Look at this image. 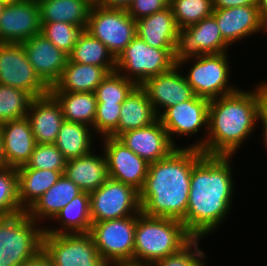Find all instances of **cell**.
Listing matches in <instances>:
<instances>
[{
	"label": "cell",
	"mask_w": 267,
	"mask_h": 266,
	"mask_svg": "<svg viewBox=\"0 0 267 266\" xmlns=\"http://www.w3.org/2000/svg\"><path fill=\"white\" fill-rule=\"evenodd\" d=\"M232 157L204 155L192 168L188 206L182 223L193 238L211 235L233 209L236 188Z\"/></svg>",
	"instance_id": "obj_1"
},
{
	"label": "cell",
	"mask_w": 267,
	"mask_h": 266,
	"mask_svg": "<svg viewBox=\"0 0 267 266\" xmlns=\"http://www.w3.org/2000/svg\"><path fill=\"white\" fill-rule=\"evenodd\" d=\"M204 155L197 148L178 147L169 156L149 164L144 186L139 191L141 212L150 217L183 221L192 168Z\"/></svg>",
	"instance_id": "obj_2"
},
{
	"label": "cell",
	"mask_w": 267,
	"mask_h": 266,
	"mask_svg": "<svg viewBox=\"0 0 267 266\" xmlns=\"http://www.w3.org/2000/svg\"><path fill=\"white\" fill-rule=\"evenodd\" d=\"M259 116L256 87L210 100L208 134L200 150L205 155L235 156L256 130Z\"/></svg>",
	"instance_id": "obj_3"
},
{
	"label": "cell",
	"mask_w": 267,
	"mask_h": 266,
	"mask_svg": "<svg viewBox=\"0 0 267 266\" xmlns=\"http://www.w3.org/2000/svg\"><path fill=\"white\" fill-rule=\"evenodd\" d=\"M193 237L182 221L137 214L133 260L154 264L179 252Z\"/></svg>",
	"instance_id": "obj_4"
},
{
	"label": "cell",
	"mask_w": 267,
	"mask_h": 266,
	"mask_svg": "<svg viewBox=\"0 0 267 266\" xmlns=\"http://www.w3.org/2000/svg\"><path fill=\"white\" fill-rule=\"evenodd\" d=\"M26 211L0 216V266H20L42 251L44 226Z\"/></svg>",
	"instance_id": "obj_5"
},
{
	"label": "cell",
	"mask_w": 267,
	"mask_h": 266,
	"mask_svg": "<svg viewBox=\"0 0 267 266\" xmlns=\"http://www.w3.org/2000/svg\"><path fill=\"white\" fill-rule=\"evenodd\" d=\"M173 54L174 49L151 47L136 35L116 58L115 71L141 86L175 66Z\"/></svg>",
	"instance_id": "obj_6"
},
{
	"label": "cell",
	"mask_w": 267,
	"mask_h": 266,
	"mask_svg": "<svg viewBox=\"0 0 267 266\" xmlns=\"http://www.w3.org/2000/svg\"><path fill=\"white\" fill-rule=\"evenodd\" d=\"M227 53L206 54L190 59L193 64L189 66L187 74H183L196 96L212 100L239 89L229 83L231 66Z\"/></svg>",
	"instance_id": "obj_7"
},
{
	"label": "cell",
	"mask_w": 267,
	"mask_h": 266,
	"mask_svg": "<svg viewBox=\"0 0 267 266\" xmlns=\"http://www.w3.org/2000/svg\"><path fill=\"white\" fill-rule=\"evenodd\" d=\"M86 31L99 39L116 59L136 37V20L125 9L106 8L93 3Z\"/></svg>",
	"instance_id": "obj_8"
},
{
	"label": "cell",
	"mask_w": 267,
	"mask_h": 266,
	"mask_svg": "<svg viewBox=\"0 0 267 266\" xmlns=\"http://www.w3.org/2000/svg\"><path fill=\"white\" fill-rule=\"evenodd\" d=\"M42 251L53 266H110L99 255L89 233H44Z\"/></svg>",
	"instance_id": "obj_9"
},
{
	"label": "cell",
	"mask_w": 267,
	"mask_h": 266,
	"mask_svg": "<svg viewBox=\"0 0 267 266\" xmlns=\"http://www.w3.org/2000/svg\"><path fill=\"white\" fill-rule=\"evenodd\" d=\"M229 46L223 39L215 18L211 15L196 24L178 29L173 54L174 64L182 69L190 59L206 54L229 52Z\"/></svg>",
	"instance_id": "obj_10"
},
{
	"label": "cell",
	"mask_w": 267,
	"mask_h": 266,
	"mask_svg": "<svg viewBox=\"0 0 267 266\" xmlns=\"http://www.w3.org/2000/svg\"><path fill=\"white\" fill-rule=\"evenodd\" d=\"M209 102V99L195 95L190 100L167 108L158 117L176 146L174 137H181V135L182 137H193L192 135H197L201 130L205 131L202 138L200 137V140L184 147L201 149L205 145L208 134Z\"/></svg>",
	"instance_id": "obj_11"
},
{
	"label": "cell",
	"mask_w": 267,
	"mask_h": 266,
	"mask_svg": "<svg viewBox=\"0 0 267 266\" xmlns=\"http://www.w3.org/2000/svg\"><path fill=\"white\" fill-rule=\"evenodd\" d=\"M89 195L92 223L134 216L141 212L139 191L112 178H108Z\"/></svg>",
	"instance_id": "obj_12"
},
{
	"label": "cell",
	"mask_w": 267,
	"mask_h": 266,
	"mask_svg": "<svg viewBox=\"0 0 267 266\" xmlns=\"http://www.w3.org/2000/svg\"><path fill=\"white\" fill-rule=\"evenodd\" d=\"M137 215L91 224L89 234L99 255L109 263L133 260Z\"/></svg>",
	"instance_id": "obj_13"
},
{
	"label": "cell",
	"mask_w": 267,
	"mask_h": 266,
	"mask_svg": "<svg viewBox=\"0 0 267 266\" xmlns=\"http://www.w3.org/2000/svg\"><path fill=\"white\" fill-rule=\"evenodd\" d=\"M0 85L20 88L34 98L50 91L35 73L22 43H0Z\"/></svg>",
	"instance_id": "obj_14"
},
{
	"label": "cell",
	"mask_w": 267,
	"mask_h": 266,
	"mask_svg": "<svg viewBox=\"0 0 267 266\" xmlns=\"http://www.w3.org/2000/svg\"><path fill=\"white\" fill-rule=\"evenodd\" d=\"M100 141L104 144L101 151L105 155L109 178L140 191L148 174L149 163L115 137H102Z\"/></svg>",
	"instance_id": "obj_15"
},
{
	"label": "cell",
	"mask_w": 267,
	"mask_h": 266,
	"mask_svg": "<svg viewBox=\"0 0 267 266\" xmlns=\"http://www.w3.org/2000/svg\"><path fill=\"white\" fill-rule=\"evenodd\" d=\"M41 26L38 2L6 3L0 15V43H23L41 33Z\"/></svg>",
	"instance_id": "obj_16"
},
{
	"label": "cell",
	"mask_w": 267,
	"mask_h": 266,
	"mask_svg": "<svg viewBox=\"0 0 267 266\" xmlns=\"http://www.w3.org/2000/svg\"><path fill=\"white\" fill-rule=\"evenodd\" d=\"M141 87L146 91L158 117L167 108L195 96L178 65L173 66L167 72L149 78Z\"/></svg>",
	"instance_id": "obj_17"
},
{
	"label": "cell",
	"mask_w": 267,
	"mask_h": 266,
	"mask_svg": "<svg viewBox=\"0 0 267 266\" xmlns=\"http://www.w3.org/2000/svg\"><path fill=\"white\" fill-rule=\"evenodd\" d=\"M117 139L149 164L162 160L182 147L171 141L159 118L148 126L126 131Z\"/></svg>",
	"instance_id": "obj_18"
},
{
	"label": "cell",
	"mask_w": 267,
	"mask_h": 266,
	"mask_svg": "<svg viewBox=\"0 0 267 266\" xmlns=\"http://www.w3.org/2000/svg\"><path fill=\"white\" fill-rule=\"evenodd\" d=\"M223 39L231 46L256 33H267V25L262 21L257 5L237 6L225 9L213 8Z\"/></svg>",
	"instance_id": "obj_19"
},
{
	"label": "cell",
	"mask_w": 267,
	"mask_h": 266,
	"mask_svg": "<svg viewBox=\"0 0 267 266\" xmlns=\"http://www.w3.org/2000/svg\"><path fill=\"white\" fill-rule=\"evenodd\" d=\"M39 78L51 88L61 77L69 56L39 33L22 43Z\"/></svg>",
	"instance_id": "obj_20"
},
{
	"label": "cell",
	"mask_w": 267,
	"mask_h": 266,
	"mask_svg": "<svg viewBox=\"0 0 267 266\" xmlns=\"http://www.w3.org/2000/svg\"><path fill=\"white\" fill-rule=\"evenodd\" d=\"M27 118L36 144H54L65 120L61 105L50 93L32 100Z\"/></svg>",
	"instance_id": "obj_21"
},
{
	"label": "cell",
	"mask_w": 267,
	"mask_h": 266,
	"mask_svg": "<svg viewBox=\"0 0 267 266\" xmlns=\"http://www.w3.org/2000/svg\"><path fill=\"white\" fill-rule=\"evenodd\" d=\"M0 130L8 167L17 169L26 165L36 146L28 118L23 117L1 123Z\"/></svg>",
	"instance_id": "obj_22"
},
{
	"label": "cell",
	"mask_w": 267,
	"mask_h": 266,
	"mask_svg": "<svg viewBox=\"0 0 267 266\" xmlns=\"http://www.w3.org/2000/svg\"><path fill=\"white\" fill-rule=\"evenodd\" d=\"M94 151L96 149L88 155L66 161L63 174L83 192L97 190L109 178L105 155L94 154Z\"/></svg>",
	"instance_id": "obj_23"
},
{
	"label": "cell",
	"mask_w": 267,
	"mask_h": 266,
	"mask_svg": "<svg viewBox=\"0 0 267 266\" xmlns=\"http://www.w3.org/2000/svg\"><path fill=\"white\" fill-rule=\"evenodd\" d=\"M178 27L171 7L136 20V33L146 44L159 49H174Z\"/></svg>",
	"instance_id": "obj_24"
},
{
	"label": "cell",
	"mask_w": 267,
	"mask_h": 266,
	"mask_svg": "<svg viewBox=\"0 0 267 266\" xmlns=\"http://www.w3.org/2000/svg\"><path fill=\"white\" fill-rule=\"evenodd\" d=\"M116 67H101L71 62L69 59L59 80L50 91L92 92Z\"/></svg>",
	"instance_id": "obj_25"
},
{
	"label": "cell",
	"mask_w": 267,
	"mask_h": 266,
	"mask_svg": "<svg viewBox=\"0 0 267 266\" xmlns=\"http://www.w3.org/2000/svg\"><path fill=\"white\" fill-rule=\"evenodd\" d=\"M83 191L64 174L26 212L37 223L52 220L72 199ZM44 219V220H43Z\"/></svg>",
	"instance_id": "obj_26"
},
{
	"label": "cell",
	"mask_w": 267,
	"mask_h": 266,
	"mask_svg": "<svg viewBox=\"0 0 267 266\" xmlns=\"http://www.w3.org/2000/svg\"><path fill=\"white\" fill-rule=\"evenodd\" d=\"M157 119L146 91L136 86L122 103L118 128L110 136L117 138L126 131L148 126Z\"/></svg>",
	"instance_id": "obj_27"
},
{
	"label": "cell",
	"mask_w": 267,
	"mask_h": 266,
	"mask_svg": "<svg viewBox=\"0 0 267 266\" xmlns=\"http://www.w3.org/2000/svg\"><path fill=\"white\" fill-rule=\"evenodd\" d=\"M58 228L44 227V233L74 234L89 233L92 220L90 216V195L82 192L62 208L52 219ZM51 228V229H50Z\"/></svg>",
	"instance_id": "obj_28"
},
{
	"label": "cell",
	"mask_w": 267,
	"mask_h": 266,
	"mask_svg": "<svg viewBox=\"0 0 267 266\" xmlns=\"http://www.w3.org/2000/svg\"><path fill=\"white\" fill-rule=\"evenodd\" d=\"M94 0H40L41 23L64 22L75 26H87Z\"/></svg>",
	"instance_id": "obj_29"
},
{
	"label": "cell",
	"mask_w": 267,
	"mask_h": 266,
	"mask_svg": "<svg viewBox=\"0 0 267 266\" xmlns=\"http://www.w3.org/2000/svg\"><path fill=\"white\" fill-rule=\"evenodd\" d=\"M64 171L17 168L18 197L20 205L27 211L52 185H54Z\"/></svg>",
	"instance_id": "obj_30"
},
{
	"label": "cell",
	"mask_w": 267,
	"mask_h": 266,
	"mask_svg": "<svg viewBox=\"0 0 267 266\" xmlns=\"http://www.w3.org/2000/svg\"><path fill=\"white\" fill-rule=\"evenodd\" d=\"M92 127L64 120L54 143L66 160L82 157L92 152L96 141Z\"/></svg>",
	"instance_id": "obj_31"
},
{
	"label": "cell",
	"mask_w": 267,
	"mask_h": 266,
	"mask_svg": "<svg viewBox=\"0 0 267 266\" xmlns=\"http://www.w3.org/2000/svg\"><path fill=\"white\" fill-rule=\"evenodd\" d=\"M61 105L66 121L82 123L93 128L97 99L92 92L49 91Z\"/></svg>",
	"instance_id": "obj_32"
},
{
	"label": "cell",
	"mask_w": 267,
	"mask_h": 266,
	"mask_svg": "<svg viewBox=\"0 0 267 266\" xmlns=\"http://www.w3.org/2000/svg\"><path fill=\"white\" fill-rule=\"evenodd\" d=\"M71 62L90 64L101 67H116V59L107 47L99 40L92 37L87 31L74 45L69 55Z\"/></svg>",
	"instance_id": "obj_33"
},
{
	"label": "cell",
	"mask_w": 267,
	"mask_h": 266,
	"mask_svg": "<svg viewBox=\"0 0 267 266\" xmlns=\"http://www.w3.org/2000/svg\"><path fill=\"white\" fill-rule=\"evenodd\" d=\"M34 97L20 88L0 85V124L27 117Z\"/></svg>",
	"instance_id": "obj_34"
},
{
	"label": "cell",
	"mask_w": 267,
	"mask_h": 266,
	"mask_svg": "<svg viewBox=\"0 0 267 266\" xmlns=\"http://www.w3.org/2000/svg\"><path fill=\"white\" fill-rule=\"evenodd\" d=\"M169 6L178 29L196 24L213 12L212 0H170Z\"/></svg>",
	"instance_id": "obj_35"
},
{
	"label": "cell",
	"mask_w": 267,
	"mask_h": 266,
	"mask_svg": "<svg viewBox=\"0 0 267 266\" xmlns=\"http://www.w3.org/2000/svg\"><path fill=\"white\" fill-rule=\"evenodd\" d=\"M41 24V34L68 56L71 54L74 45L86 32L87 27L75 26L64 22Z\"/></svg>",
	"instance_id": "obj_36"
},
{
	"label": "cell",
	"mask_w": 267,
	"mask_h": 266,
	"mask_svg": "<svg viewBox=\"0 0 267 266\" xmlns=\"http://www.w3.org/2000/svg\"><path fill=\"white\" fill-rule=\"evenodd\" d=\"M24 212L18 197L17 169L0 170V216H12Z\"/></svg>",
	"instance_id": "obj_37"
},
{
	"label": "cell",
	"mask_w": 267,
	"mask_h": 266,
	"mask_svg": "<svg viewBox=\"0 0 267 266\" xmlns=\"http://www.w3.org/2000/svg\"><path fill=\"white\" fill-rule=\"evenodd\" d=\"M136 86L117 71L111 72L95 90L97 102L122 104Z\"/></svg>",
	"instance_id": "obj_38"
},
{
	"label": "cell",
	"mask_w": 267,
	"mask_h": 266,
	"mask_svg": "<svg viewBox=\"0 0 267 266\" xmlns=\"http://www.w3.org/2000/svg\"><path fill=\"white\" fill-rule=\"evenodd\" d=\"M66 161L55 144H36L29 161L22 167L64 171Z\"/></svg>",
	"instance_id": "obj_39"
},
{
	"label": "cell",
	"mask_w": 267,
	"mask_h": 266,
	"mask_svg": "<svg viewBox=\"0 0 267 266\" xmlns=\"http://www.w3.org/2000/svg\"><path fill=\"white\" fill-rule=\"evenodd\" d=\"M201 238H193L179 252L156 261L153 266H207L206 253L199 248Z\"/></svg>",
	"instance_id": "obj_40"
},
{
	"label": "cell",
	"mask_w": 267,
	"mask_h": 266,
	"mask_svg": "<svg viewBox=\"0 0 267 266\" xmlns=\"http://www.w3.org/2000/svg\"><path fill=\"white\" fill-rule=\"evenodd\" d=\"M121 107L122 104L119 103L97 102L92 128L95 136H110L118 128Z\"/></svg>",
	"instance_id": "obj_41"
},
{
	"label": "cell",
	"mask_w": 267,
	"mask_h": 266,
	"mask_svg": "<svg viewBox=\"0 0 267 266\" xmlns=\"http://www.w3.org/2000/svg\"><path fill=\"white\" fill-rule=\"evenodd\" d=\"M169 3V0H133L127 12L134 20H139L166 9Z\"/></svg>",
	"instance_id": "obj_42"
},
{
	"label": "cell",
	"mask_w": 267,
	"mask_h": 266,
	"mask_svg": "<svg viewBox=\"0 0 267 266\" xmlns=\"http://www.w3.org/2000/svg\"><path fill=\"white\" fill-rule=\"evenodd\" d=\"M259 99V119L258 121H267V81L256 84Z\"/></svg>",
	"instance_id": "obj_43"
},
{
	"label": "cell",
	"mask_w": 267,
	"mask_h": 266,
	"mask_svg": "<svg viewBox=\"0 0 267 266\" xmlns=\"http://www.w3.org/2000/svg\"><path fill=\"white\" fill-rule=\"evenodd\" d=\"M213 8L225 9L237 6L257 5V0H212Z\"/></svg>",
	"instance_id": "obj_44"
},
{
	"label": "cell",
	"mask_w": 267,
	"mask_h": 266,
	"mask_svg": "<svg viewBox=\"0 0 267 266\" xmlns=\"http://www.w3.org/2000/svg\"><path fill=\"white\" fill-rule=\"evenodd\" d=\"M133 0H94V3L106 7V8H116V9H125L131 5Z\"/></svg>",
	"instance_id": "obj_45"
},
{
	"label": "cell",
	"mask_w": 267,
	"mask_h": 266,
	"mask_svg": "<svg viewBox=\"0 0 267 266\" xmlns=\"http://www.w3.org/2000/svg\"><path fill=\"white\" fill-rule=\"evenodd\" d=\"M20 266H53V264L50 261V259L46 256V254L43 251H41L34 258L25 261Z\"/></svg>",
	"instance_id": "obj_46"
},
{
	"label": "cell",
	"mask_w": 267,
	"mask_h": 266,
	"mask_svg": "<svg viewBox=\"0 0 267 266\" xmlns=\"http://www.w3.org/2000/svg\"><path fill=\"white\" fill-rule=\"evenodd\" d=\"M110 266H153V264L135 260H124L112 262Z\"/></svg>",
	"instance_id": "obj_47"
},
{
	"label": "cell",
	"mask_w": 267,
	"mask_h": 266,
	"mask_svg": "<svg viewBox=\"0 0 267 266\" xmlns=\"http://www.w3.org/2000/svg\"><path fill=\"white\" fill-rule=\"evenodd\" d=\"M257 7L262 21L267 25V0H257Z\"/></svg>",
	"instance_id": "obj_48"
},
{
	"label": "cell",
	"mask_w": 267,
	"mask_h": 266,
	"mask_svg": "<svg viewBox=\"0 0 267 266\" xmlns=\"http://www.w3.org/2000/svg\"><path fill=\"white\" fill-rule=\"evenodd\" d=\"M8 167L5 156H4V151H3V141H2V133L0 130V170Z\"/></svg>",
	"instance_id": "obj_49"
},
{
	"label": "cell",
	"mask_w": 267,
	"mask_h": 266,
	"mask_svg": "<svg viewBox=\"0 0 267 266\" xmlns=\"http://www.w3.org/2000/svg\"><path fill=\"white\" fill-rule=\"evenodd\" d=\"M258 123L262 124V136H263V140L264 141V146L267 149V121H258Z\"/></svg>",
	"instance_id": "obj_50"
},
{
	"label": "cell",
	"mask_w": 267,
	"mask_h": 266,
	"mask_svg": "<svg viewBox=\"0 0 267 266\" xmlns=\"http://www.w3.org/2000/svg\"><path fill=\"white\" fill-rule=\"evenodd\" d=\"M0 1H2L6 4V3H11V2H17L19 0H0Z\"/></svg>",
	"instance_id": "obj_51"
},
{
	"label": "cell",
	"mask_w": 267,
	"mask_h": 266,
	"mask_svg": "<svg viewBox=\"0 0 267 266\" xmlns=\"http://www.w3.org/2000/svg\"><path fill=\"white\" fill-rule=\"evenodd\" d=\"M4 5H5V3L0 1V15H1V12L3 10Z\"/></svg>",
	"instance_id": "obj_52"
}]
</instances>
